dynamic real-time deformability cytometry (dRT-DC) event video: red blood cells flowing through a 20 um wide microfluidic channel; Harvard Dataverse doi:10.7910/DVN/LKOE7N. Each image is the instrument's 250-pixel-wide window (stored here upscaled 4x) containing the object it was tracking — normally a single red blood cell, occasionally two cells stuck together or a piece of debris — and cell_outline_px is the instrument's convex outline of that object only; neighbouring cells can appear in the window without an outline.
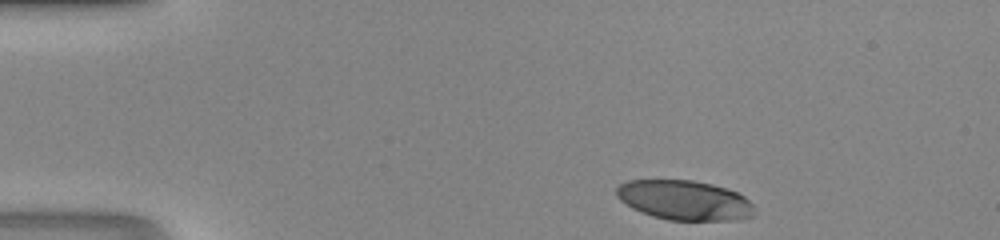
{"species": "human", "species_latin": "Homo sapiens", "temperature_condition": "room temperature", "stored_images_in_passage": 40, "camera_frame_rate_fps": 3000, "um_per_image_px": 0.085, "donor": {"sex": "male"}, "frame": {"image": 1, "passage_image": 1, "time_ms": 0.0, "image_size_px": [1000, 240], "cell_outline_px": [[752, 216], [736, 220], [668, 220], [652, 216], [632, 208], [620, 200], [616, 196], [616, 188], [620, 184], [628, 180], [692, 180], [712, 184], [736, 192], [744, 196], [752, 204]], "centroid_in_image_um": [58.14, 17.01], "position_along_channel_um": 26.9, "area_um2": 31.73}}
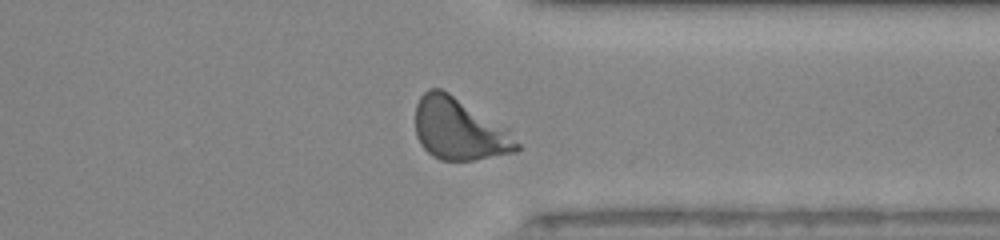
{"frame": {"image": 2, "passage_image": 30, "time_ms": 9.667, "image_size_px": [1000, 240], "cell_outline_px": [[524, 148], [516, 152], [472, 160], [440, 160], [432, 156], [420, 144], [416, 136], [416, 104], [420, 96], [428, 88], [440, 88], [448, 92], [508, 128]], "centroid_in_image_um": [39.06, 10.99], "position_along_channel_um": 372.3, "area_um2": 36.76}}
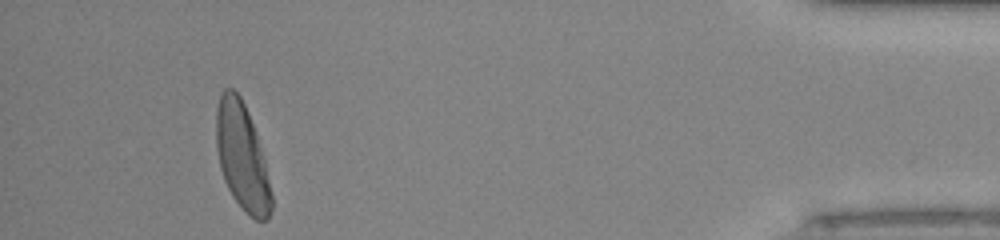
{"frame": {"image": 3, "passage_image": 37, "time_ms": 12.0, "image_size_px": [1000, 240], "cell_outline_px": [[272, 208], [268, 220], [256, 220], [244, 212], [232, 196], [224, 180], [220, 168], [216, 148], [216, 108], [220, 92], [224, 88], [232, 88], [240, 96], [248, 112], [264, 156], [272, 192]], "centroid_in_image_um": [20.57, 13.33], "position_along_channel_um": 414.6, "area_um2": 34.68}}